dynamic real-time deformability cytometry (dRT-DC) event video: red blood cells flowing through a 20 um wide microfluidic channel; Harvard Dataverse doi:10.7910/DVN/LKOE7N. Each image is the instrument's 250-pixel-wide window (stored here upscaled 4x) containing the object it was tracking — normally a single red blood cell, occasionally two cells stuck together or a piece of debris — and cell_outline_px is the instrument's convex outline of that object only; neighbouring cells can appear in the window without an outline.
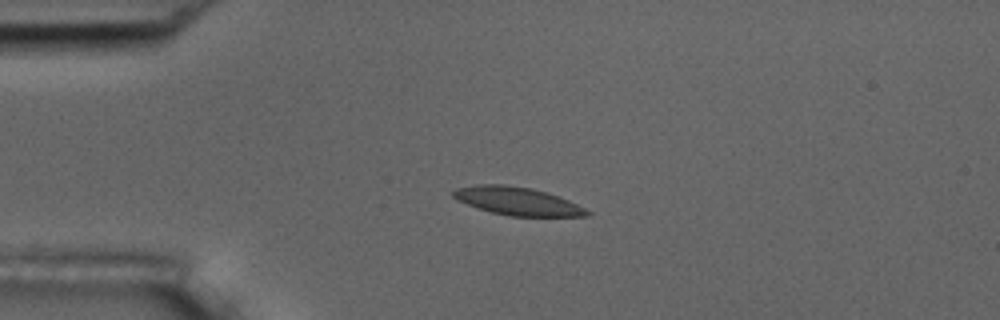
{"species": "common noctule bat (a hibernating species)", "species_latin": "Nyctalus noctula", "temperature_condition": "room temperature", "stored_images_in_passage": 5, "camera_frame_rate_fps": 3000, "um_per_image_px": 0.085, "animal": {"sex": "male", "body_mass_g": 17.5, "forearm_length_mm": 52.3}, "frame": {"image": 1, "passage_image": 4, "time_ms": 3.667, "image_size_px": [1000, 320], "cell_outline_px": [[592, 212], [588, 216], [508, 216], [476, 208], [456, 200], [452, 196], [452, 192], [456, 188], [476, 184], [504, 184], [532, 188], [568, 200]], "centroid_in_image_um": [43.92, 17.09], "position_along_channel_um": 41.1, "area_um2": 21.85}}